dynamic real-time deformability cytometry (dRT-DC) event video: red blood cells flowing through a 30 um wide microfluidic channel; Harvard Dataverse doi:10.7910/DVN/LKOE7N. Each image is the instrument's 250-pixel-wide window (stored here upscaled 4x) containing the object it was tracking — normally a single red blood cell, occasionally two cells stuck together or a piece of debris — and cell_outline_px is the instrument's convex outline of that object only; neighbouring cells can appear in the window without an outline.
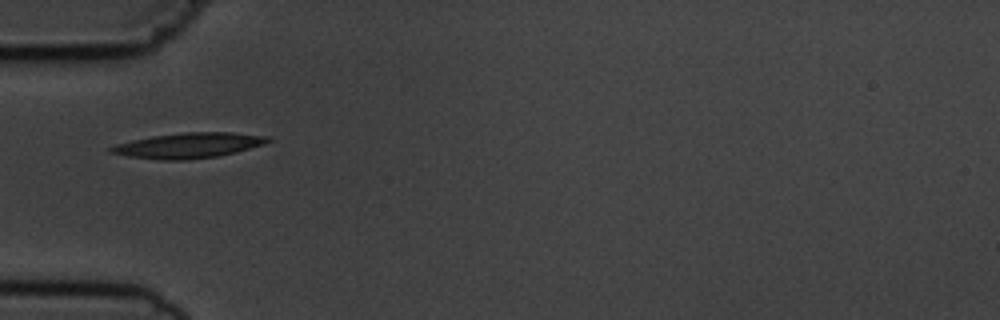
{"species": "common noctule bat (a hibernating species)", "species_latin": "Nyctalus noctula", "temperature_condition": "cold", "stored_images_in_passage": 3, "camera_frame_rate_fps": 3000, "um_per_image_px": 0.085, "animal": {"sex": "male", "body_mass_g": 19.5, "forearm_length_mm": 54.6}, "frame": {"image": 1, "passage_image": 1, "time_ms": 0.0, "image_size_px": [1000, 320], "cell_outline_px": [[272, 140], [264, 144], [236, 152], [216, 156], [188, 160], [164, 160], [128, 156], [108, 152], [108, 148], [116, 144], [132, 140], [152, 136], [184, 132], [232, 132], [272, 136]], "centroid_in_image_um": [16.06, 12.35], "position_along_channel_um": 68.9, "area_um2": 23.18}}
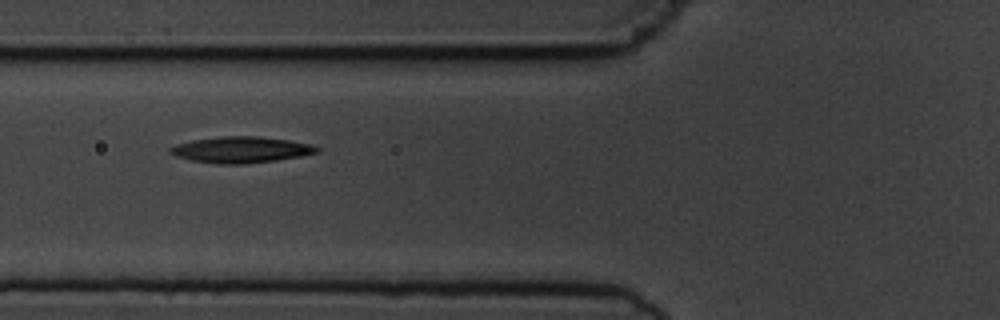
{"frame": {"image": 2, "passage_image": 2, "time_ms": 1.0, "image_size_px": [1000, 320], "cell_outline_px": [[320, 152], [300, 156], [276, 160], [244, 164], [216, 164], [192, 160], [176, 156], [168, 152], [168, 148], [176, 144], [192, 140], [220, 136], [260, 136], [288, 140], [312, 144], [320, 148]], "centroid_in_image_um": [20.48, 12.72], "position_along_channel_um": 105.3, "area_um2": 22.48}}
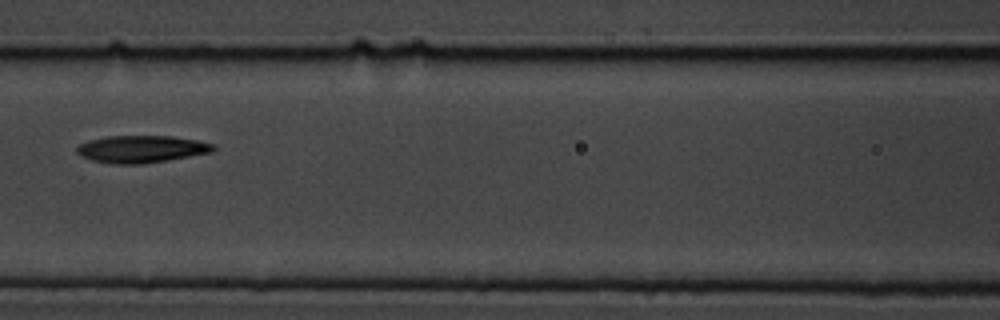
{"frame": {"image": 3, "passage_image": 3, "time_ms": 2.333, "image_size_px": [1000, 320], "cell_outline_px": [[216, 148], [212, 152], [168, 160], [144, 164], [112, 164], [92, 160], [80, 156], [76, 152], [76, 148], [80, 144], [88, 140], [108, 136], [172, 136], [196, 140], [216, 144]], "centroid_in_image_um": [12.02, 12.67], "position_along_channel_um": 154.6, "area_um2": 21.79}}